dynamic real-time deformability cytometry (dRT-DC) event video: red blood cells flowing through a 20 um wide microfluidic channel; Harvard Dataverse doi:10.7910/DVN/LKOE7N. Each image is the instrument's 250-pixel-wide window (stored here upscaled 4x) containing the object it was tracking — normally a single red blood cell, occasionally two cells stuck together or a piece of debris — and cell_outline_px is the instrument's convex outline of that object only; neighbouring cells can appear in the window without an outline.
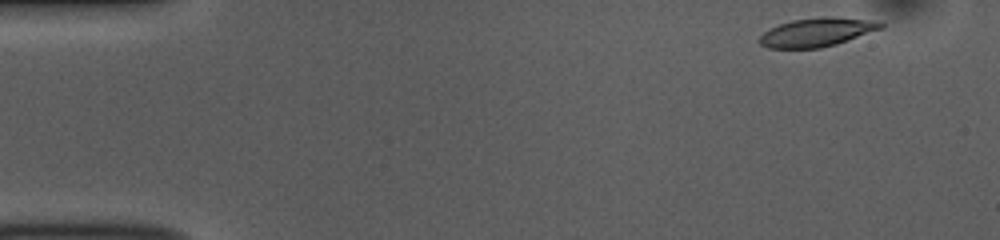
{"species": "common noctule bat (a hibernating species)", "species_latin": "Nyctalus noctula", "temperature_condition": "room temperature", "stored_images_in_passage": 49, "camera_frame_rate_fps": 3000, "um_per_image_px": 0.085, "animal": {"sex": "female", "body_mass_g": 10.0, "forearm_length_mm": 53.1}, "frame": {"image": 1, "passage_image": 1, "time_ms": 0.0, "image_size_px": [1000, 240], "cell_outline_px": [[884, 28], [836, 44], [820, 48], [768, 48], [760, 44], [756, 40], [768, 28], [792, 20], [824, 16], [832, 16], [880, 20], [884, 24]], "centroid_in_image_um": [69.46, 2.72], "position_along_channel_um": 15.5, "area_um2": 20.63}}
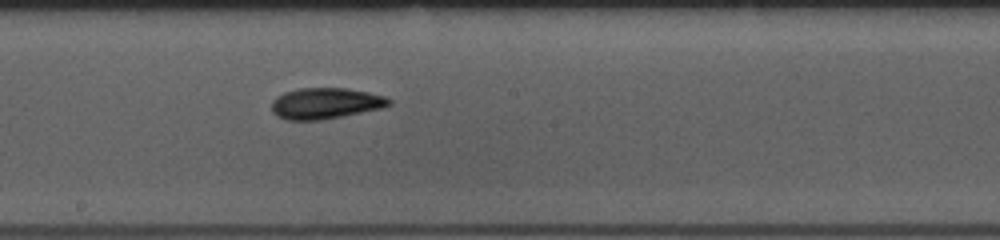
{"frame": {"image": 2, "passage_image": 25, "time_ms": 8.0, "image_size_px": [1000, 240], "cell_outline_px": [[392, 104], [384, 108], [320, 120], [288, 120], [276, 116], [272, 112], [272, 100], [276, 96], [284, 92], [300, 88], [344, 88], [368, 92], [384, 96], [392, 100]], "centroid_in_image_um": [27.66, 8.78], "position_along_channel_um": 220.5, "area_um2": 21.33}}
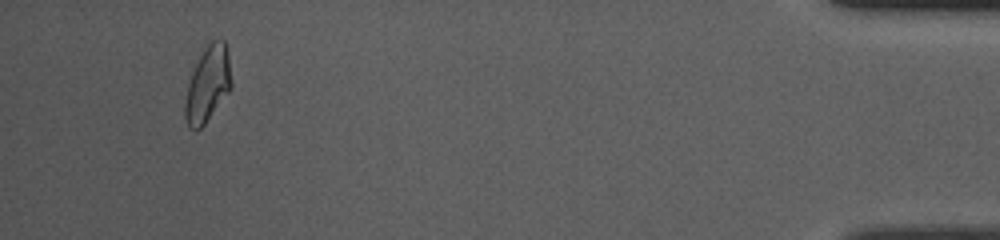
{"frame": {"image": 3, "passage_image": 46, "time_ms": 15.0, "image_size_px": [1000, 240], "cell_outline_px": [[232, 84], [228, 92], [204, 124], [196, 132], [188, 128], [184, 120], [184, 104], [188, 84], [192, 72], [204, 48], [212, 40], [224, 40], [228, 56]], "centroid_in_image_um": [17.62, 7.2], "position_along_channel_um": 417.6, "area_um2": 20.17}, "authors_computed_cell_mechanics": {"area_um2": 20.6346, "velocity_mm_per_s": 3.8273, "shape_relaxation_time_tau1_ms": 4.1283, "shape_relaxation_time_tau2_ms": 3.2759, "deformation_change_tau1": 0.165, "deformation_change_tau2": 0.1042}}